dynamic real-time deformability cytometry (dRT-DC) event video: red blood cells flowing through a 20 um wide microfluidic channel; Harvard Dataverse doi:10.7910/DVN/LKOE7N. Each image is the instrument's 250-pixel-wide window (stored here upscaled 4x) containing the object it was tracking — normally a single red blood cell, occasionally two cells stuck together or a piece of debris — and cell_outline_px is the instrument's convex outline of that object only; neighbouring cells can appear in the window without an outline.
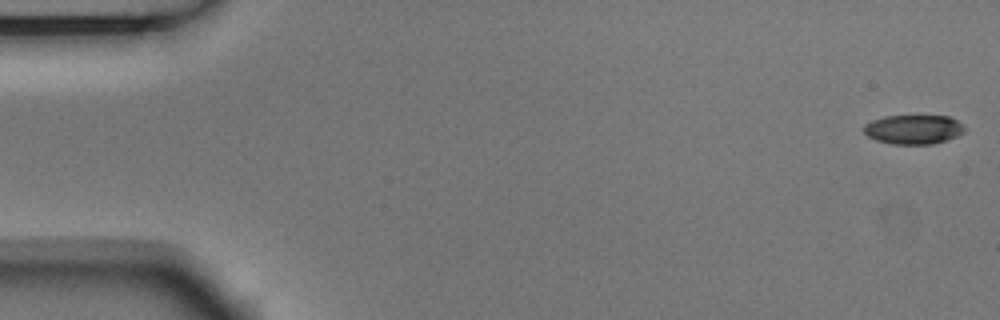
{"species": "Egyptian fruit bat (a non-hibernating species)", "species_latin": "Rousettus aegyptiacus", "temperature_condition": "room temperature", "stored_images_in_passage": 14, "camera_frame_rate_fps": 3000, "um_per_image_px": 0.085, "animal": {"sex": "male"}, "frame": {"image": 1, "passage_image": 1, "time_ms": 0.0, "image_size_px": [1000, 320], "cell_outline_px": [[968, 128], [964, 132], [956, 136], [932, 144], [892, 144], [876, 140], [868, 136], [864, 132], [864, 124], [872, 120], [884, 116], [948, 116], [964, 124]], "centroid_in_image_um": [77.66, 10.99], "position_along_channel_um": 7.3, "area_um2": 17.22}}
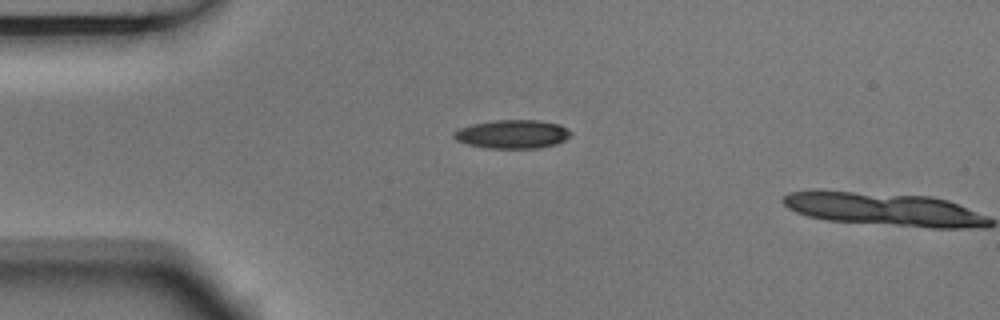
{"frame": {"image": 2, "passage_image": 13, "time_ms": 4.0, "image_size_px": [1000, 320], "cell_outline_px": [[572, 132], [564, 140], [556, 144], [540, 148], [488, 148], [468, 144], [456, 140], [452, 136], [452, 132], [460, 128], [472, 124], [492, 120], [540, 120], [560, 124], [568, 128]], "centroid_in_image_um": [43.56, 11.39], "position_along_channel_um": 41.4, "area_um2": 19.59}}